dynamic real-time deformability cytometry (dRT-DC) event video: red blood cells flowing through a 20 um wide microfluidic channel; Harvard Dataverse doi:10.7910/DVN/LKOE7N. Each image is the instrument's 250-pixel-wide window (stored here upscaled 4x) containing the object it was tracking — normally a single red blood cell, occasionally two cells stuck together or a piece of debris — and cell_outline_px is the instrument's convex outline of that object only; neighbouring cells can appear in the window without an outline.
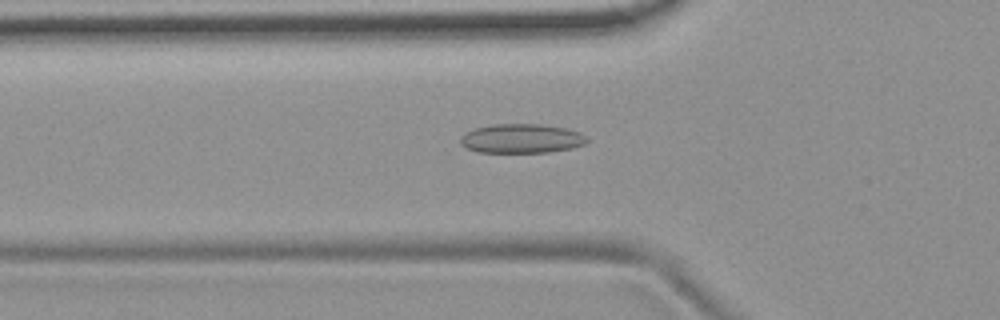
{"species": "common noctule bat (a hibernating species)", "species_latin": "Nyctalus noctula", "temperature_condition": "room temperature", "stored_images_in_passage": 53, "camera_frame_rate_fps": 3000, "um_per_image_px": 0.085, "animal": {"sex": "female", "body_mass_g": 19.9}, "frame": {"image": 1, "passage_image": 18, "time_ms": 5.667, "image_size_px": [1000, 320], "cell_outline_px": [[588, 140], [584, 144], [572, 148], [548, 152], [476, 152], [460, 144], [460, 136], [464, 132], [476, 128], [492, 124], [540, 124], [568, 128], [580, 132]], "centroid_in_image_um": [44.31, 11.77], "position_along_channel_um": 81.5, "area_um2": 21.62}}
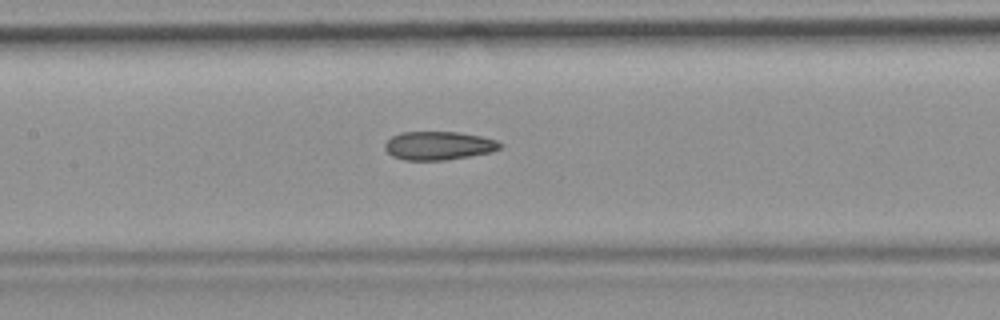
{"frame": {"image": 2, "passage_image": 25, "time_ms": 8.0, "image_size_px": [1000, 320], "cell_outline_px": [[504, 144], [500, 148], [492, 152], [448, 160], [404, 160], [392, 156], [384, 148], [384, 144], [392, 136], [400, 132], [460, 132], [480, 136], [496, 140]], "centroid_in_image_um": [37.29, 12.38], "position_along_channel_um": 170.1, "area_um2": 19.25}}
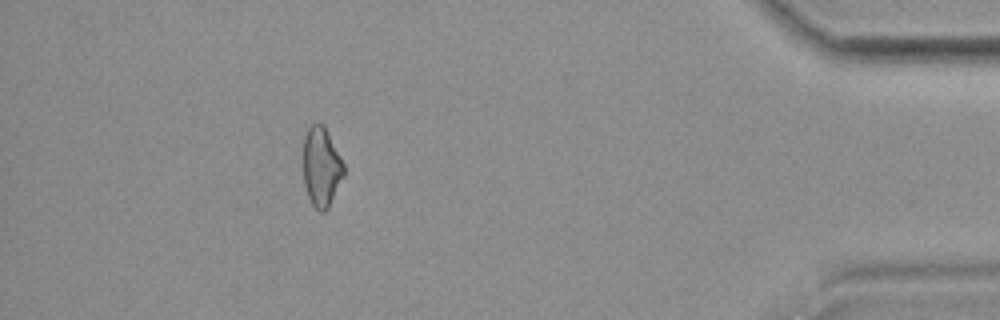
{"frame": {"image": 3, "passage_image": 48, "time_ms": 15.667, "image_size_px": [1000, 320], "cell_outline_px": [[344, 176], [328, 208], [324, 212], [320, 212], [312, 204], [308, 196], [304, 184], [304, 136], [308, 128], [312, 124], [320, 124], [324, 128], [340, 156], [344, 164]], "centroid_in_image_um": [27.31, 14.24], "position_along_channel_um": 407.9, "area_um2": 18.38}, "authors_computed_cell_mechanics": {"area_um2": 19.8254, "velocity_mm_per_s": 3.7722, "shape_relaxation_time_tau1_ms": null, "shape_relaxation_time_tau2_ms": 3.6518, "deformation_change_tau1": null, "deformation_change_tau2": 0.1092}}